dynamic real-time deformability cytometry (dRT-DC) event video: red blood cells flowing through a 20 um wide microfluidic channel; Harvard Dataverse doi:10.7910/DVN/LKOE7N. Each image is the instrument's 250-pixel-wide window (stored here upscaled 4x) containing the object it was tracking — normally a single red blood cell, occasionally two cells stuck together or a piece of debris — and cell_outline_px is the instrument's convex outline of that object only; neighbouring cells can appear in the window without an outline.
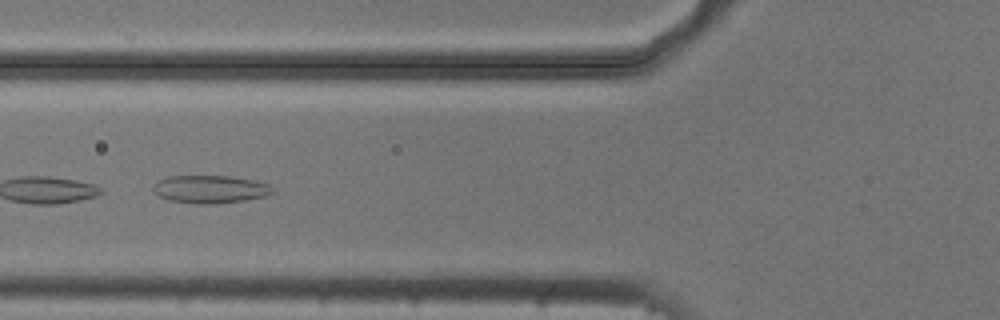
{"species": "common noctule bat (a hibernating species)", "species_latin": "Nyctalus noctula", "temperature_condition": "cold", "stored_images_in_passage": 14, "camera_frame_rate_fps": 3000, "um_per_image_px": 0.085, "animal": {"sex": "male", "body_mass_g": 20.5, "forearm_length_mm": 52.5}, "frame": {"image": 1, "passage_image": 7, "time_ms": 2.0, "image_size_px": [1000, 320], "cell_outline_px": [[276, 192], [264, 196], [244, 200], [216, 204], [196, 204], [168, 200], [152, 192], [152, 188], [160, 180], [168, 176], [228, 176], [252, 180], [268, 184]], "centroid_in_image_um": [17.85, 16.09], "position_along_channel_um": 108.0, "area_um2": 19.31}}